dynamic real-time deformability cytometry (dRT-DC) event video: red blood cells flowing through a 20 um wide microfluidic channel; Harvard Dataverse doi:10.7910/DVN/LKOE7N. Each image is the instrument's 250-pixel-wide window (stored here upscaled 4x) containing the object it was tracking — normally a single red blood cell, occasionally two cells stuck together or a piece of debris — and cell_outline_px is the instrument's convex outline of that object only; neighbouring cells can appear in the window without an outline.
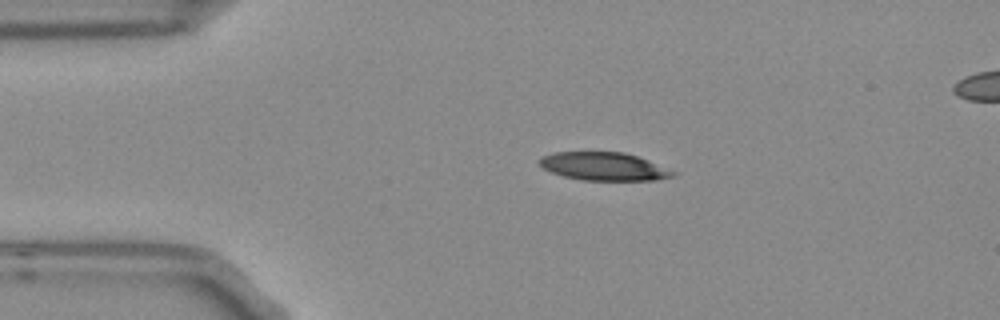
{"species": "Egyptian fruit bat (a non-hibernating species)", "species_latin": "Rousettus aegyptiacus", "temperature_condition": "room temperature", "stored_images_in_passage": 3, "camera_frame_rate_fps": 3000, "um_per_image_px": 0.085, "frame": {"image": 1, "passage_image": 1, "time_ms": 0.0, "image_size_px": [1000, 320], "cell_outline_px": [[680, 172], [676, 176], [656, 180], [580, 180], [564, 176], [552, 172], [544, 168], [536, 160], [540, 156], [556, 152], [624, 152], [648, 160]], "centroid_in_image_um": [51.37, 14.15], "position_along_channel_um": 33.6, "area_um2": 22.08}}